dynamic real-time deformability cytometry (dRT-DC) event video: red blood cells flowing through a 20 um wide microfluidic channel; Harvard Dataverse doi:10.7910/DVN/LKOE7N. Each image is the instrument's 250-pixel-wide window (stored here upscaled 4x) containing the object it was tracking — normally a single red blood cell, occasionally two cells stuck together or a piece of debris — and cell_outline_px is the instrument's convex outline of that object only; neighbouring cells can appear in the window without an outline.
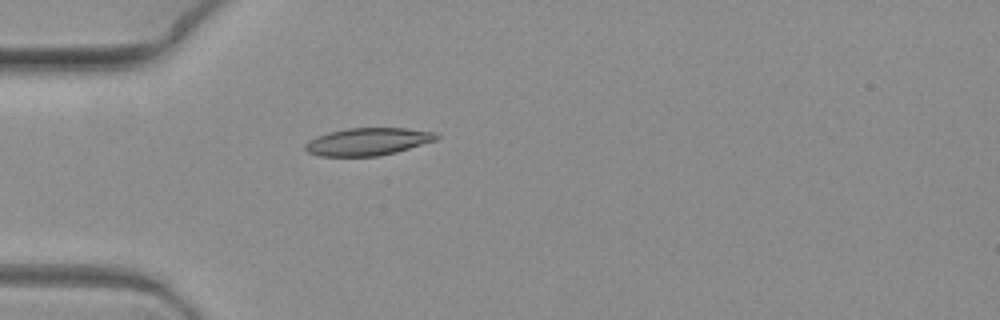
{"species": "common noctule bat (a hibernating species)", "species_latin": "Nyctalus noctula", "temperature_condition": "warm", "stored_images_in_passage": 1, "camera_frame_rate_fps": 3000, "um_per_image_px": 0.085, "animal": {"sex": "female", "body_mass_g": 19.3, "forearm_length_mm": 54.1}, "frame": {"image": 1, "passage_image": 1, "time_ms": 0.0, "image_size_px": [1000, 320], "cell_outline_px": [[440, 136], [436, 140], [396, 152], [380, 156], [320, 156], [308, 152], [304, 148], [304, 144], [308, 140], [316, 136], [328, 132], [348, 128], [404, 128], [436, 132]], "centroid_in_image_um": [31.25, 12.03], "position_along_channel_um": 53.8, "area_um2": 21.1}}